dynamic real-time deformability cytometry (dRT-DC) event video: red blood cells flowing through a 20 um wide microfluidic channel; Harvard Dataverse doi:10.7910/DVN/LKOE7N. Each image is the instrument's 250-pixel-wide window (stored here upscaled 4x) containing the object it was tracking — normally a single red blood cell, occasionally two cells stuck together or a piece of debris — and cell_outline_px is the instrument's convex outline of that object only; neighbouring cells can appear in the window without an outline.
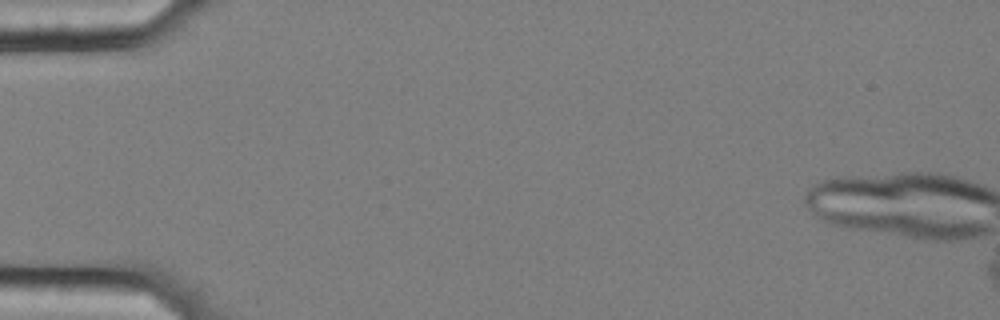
{"species": "common noctule bat (a hibernating species)", "species_latin": "Nyctalus noctula", "temperature_condition": "cold", "stored_images_in_passage": 9, "camera_frame_rate_fps": 3000, "um_per_image_px": 0.085, "animal": {"sex": "female", "body_mass_g": 25.1}, "frame": {"image": 1, "passage_image": 1, "time_ms": 0.0, "image_size_px": [1000, 320], "cell_outline_px": [[984, 228], [980, 232], [960, 236], [928, 236], [852, 224], [836, 220], [828, 216], [884, 212], [896, 212], [976, 224]], "centroid_in_image_um": [77.43, 19.03], "position_along_channel_um": 7.6, "area_um2": 15.55}}